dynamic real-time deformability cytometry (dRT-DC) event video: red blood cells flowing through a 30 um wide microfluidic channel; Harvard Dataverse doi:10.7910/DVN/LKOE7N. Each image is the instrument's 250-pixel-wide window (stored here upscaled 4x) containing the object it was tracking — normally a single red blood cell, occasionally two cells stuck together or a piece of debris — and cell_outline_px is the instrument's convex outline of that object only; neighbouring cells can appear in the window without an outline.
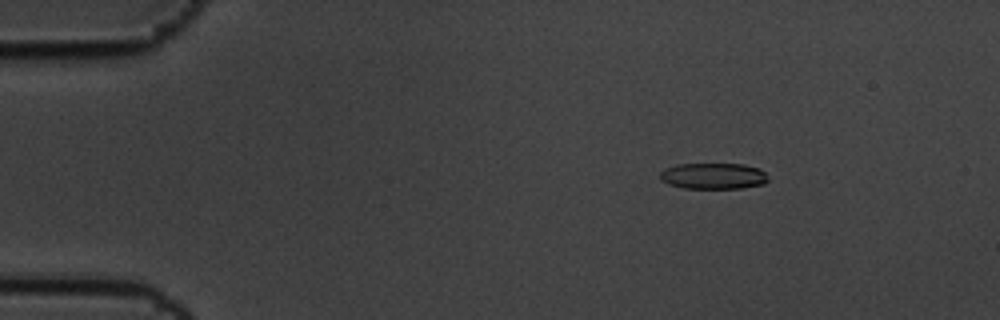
{"species": "common noctule bat (a hibernating species)", "species_latin": "Nyctalus noctula", "temperature_condition": "cold", "stored_images_in_passage": 6, "camera_frame_rate_fps": 3000, "um_per_image_px": 0.085, "animal": {"sex": "male", "body_mass_g": 19.5, "forearm_length_mm": 54.6}, "frame": {"image": 1, "passage_image": 2, "time_ms": 0.333, "image_size_px": [1000, 320], "cell_outline_px": [[768, 180], [764, 184], [740, 188], [684, 188], [668, 184], [660, 180], [660, 172], [664, 168], [676, 164], [744, 164], [760, 168], [764, 172]], "centroid_in_image_um": [60.61, 14.95], "position_along_channel_um": 24.4, "area_um2": 16.53}}
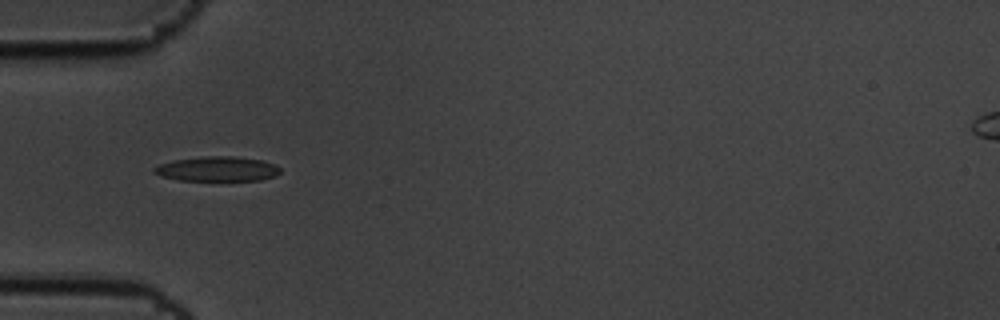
{"frame": {"image": 2, "passage_image": 5, "time_ms": 1.333, "image_size_px": [1000, 320], "cell_outline_px": [[280, 172], [276, 176], [260, 180], [180, 180], [160, 176], [152, 172], [152, 168], [160, 164], [172, 160], [204, 156], [236, 156], [264, 160], [276, 164], [280, 168]], "centroid_in_image_um": [18.48, 14.35], "position_along_channel_um": 66.5, "area_um2": 18.38}}
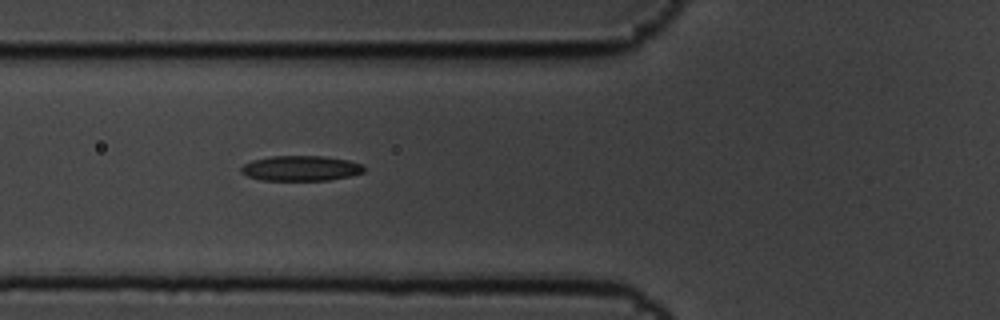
{"frame": {"image": 3, "passage_image": 6, "time_ms": 1.667, "image_size_px": [1000, 320], "cell_outline_px": [[368, 168], [364, 172], [348, 176], [328, 180], [260, 180], [248, 176], [240, 172], [240, 168], [244, 164], [252, 160], [272, 156], [324, 156], [348, 160], [364, 164]], "centroid_in_image_um": [25.6, 14.3], "position_along_channel_um": 100.2, "area_um2": 18.15}}